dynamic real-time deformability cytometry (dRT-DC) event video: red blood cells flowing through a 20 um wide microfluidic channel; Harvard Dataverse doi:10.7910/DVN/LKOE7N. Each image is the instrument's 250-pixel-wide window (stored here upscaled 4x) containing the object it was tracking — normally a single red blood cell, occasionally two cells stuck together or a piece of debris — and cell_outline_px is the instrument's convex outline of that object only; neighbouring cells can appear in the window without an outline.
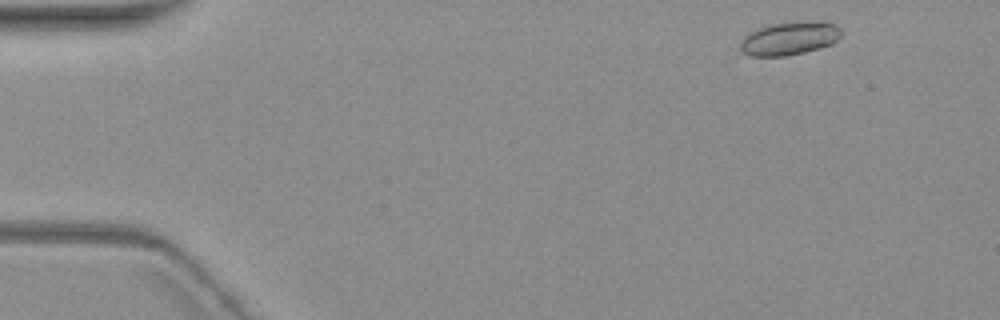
{"species": "common noctule bat (a hibernating species)", "species_latin": "Nyctalus noctula", "temperature_condition": "warm", "stored_images_in_passage": 4, "camera_frame_rate_fps": 3000, "um_per_image_px": 0.085, "animal": {"sex": "female", "body_mass_g": 19.3, "forearm_length_mm": 54.1}, "frame": {"image": 1, "passage_image": 1, "time_ms": 0.0, "image_size_px": [1000, 320], "cell_outline_px": [[844, 32], [832, 44], [804, 52], [788, 56], [752, 56], [744, 52], [740, 48], [740, 44], [744, 36], [756, 28], [772, 24], [804, 20], [824, 20], [840, 28]], "centroid_in_image_um": [67.14, 3.24], "position_along_channel_um": 17.9, "area_um2": 19.83}}
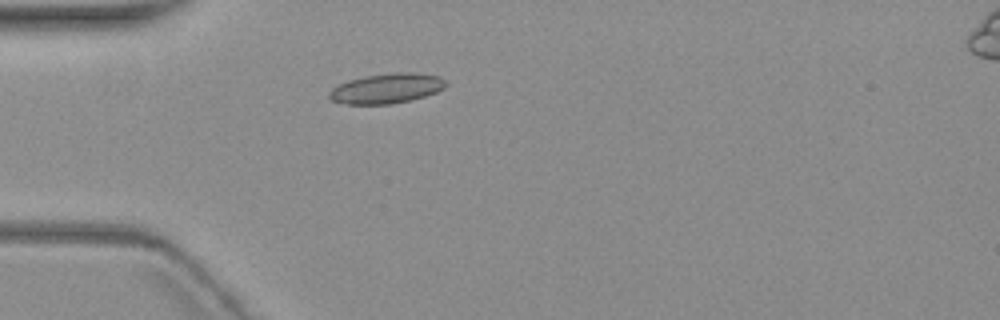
{"frame": {"image": 2, "passage_image": 4, "time_ms": 3.667, "image_size_px": [1000, 320], "cell_outline_px": [[448, 84], [444, 88], [436, 92], [424, 96], [392, 104], [348, 104], [332, 100], [328, 96], [328, 92], [332, 88], [348, 80], [364, 76], [396, 72], [416, 72], [440, 76]], "centroid_in_image_um": [32.87, 7.5], "position_along_channel_um": 52.1, "area_um2": 20.35}}